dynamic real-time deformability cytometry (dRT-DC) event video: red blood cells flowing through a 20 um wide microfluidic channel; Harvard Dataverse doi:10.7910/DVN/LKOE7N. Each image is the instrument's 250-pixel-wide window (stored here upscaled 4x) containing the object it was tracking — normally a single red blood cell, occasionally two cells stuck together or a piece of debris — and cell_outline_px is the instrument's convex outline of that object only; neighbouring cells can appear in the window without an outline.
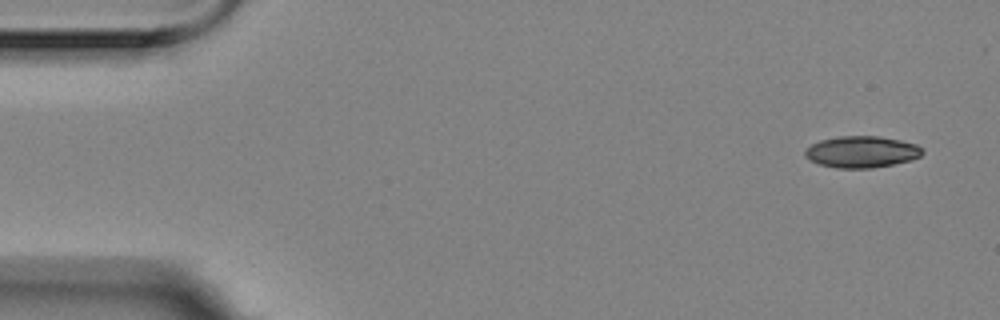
{"species": "Egyptian fruit bat (a non-hibernating species)", "species_latin": "Rousettus aegyptiacus", "temperature_condition": "room temperature", "stored_images_in_passage": 4, "camera_frame_rate_fps": 3000, "um_per_image_px": 0.085, "animal": {"sex": "female"}, "frame": {"image": 1, "passage_image": 1, "time_ms": 0.0, "image_size_px": [1000, 320], "cell_outline_px": [[924, 152], [920, 156], [912, 160], [872, 168], [836, 168], [820, 164], [808, 160], [804, 156], [804, 152], [812, 144], [820, 140], [836, 136], [880, 136], [900, 140], [916, 144]], "centroid_in_image_um": [73.22, 12.9], "position_along_channel_um": 11.8, "area_um2": 21.62}}
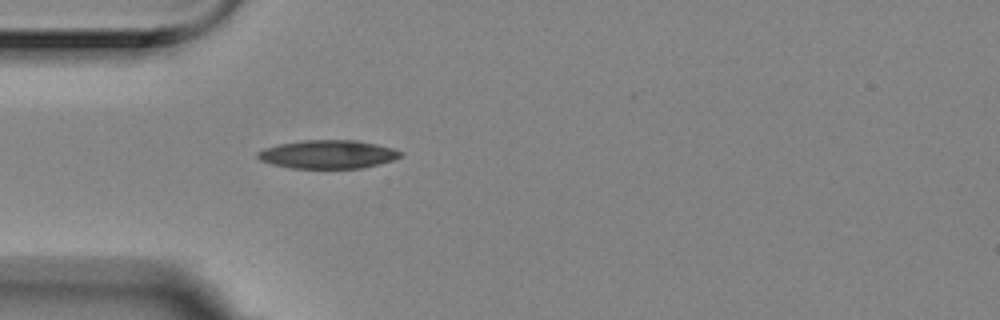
{"frame": {"image": 2, "passage_image": 4, "time_ms": 1.0, "image_size_px": [1000, 320], "cell_outline_px": [[404, 152], [400, 156], [392, 160], [364, 168], [292, 168], [272, 164], [260, 160], [256, 156], [256, 152], [264, 148], [280, 144], [304, 140], [356, 140], [376, 144], [392, 148]], "centroid_in_image_um": [27.86, 13.12], "position_along_channel_um": 57.1, "area_um2": 23.58}}